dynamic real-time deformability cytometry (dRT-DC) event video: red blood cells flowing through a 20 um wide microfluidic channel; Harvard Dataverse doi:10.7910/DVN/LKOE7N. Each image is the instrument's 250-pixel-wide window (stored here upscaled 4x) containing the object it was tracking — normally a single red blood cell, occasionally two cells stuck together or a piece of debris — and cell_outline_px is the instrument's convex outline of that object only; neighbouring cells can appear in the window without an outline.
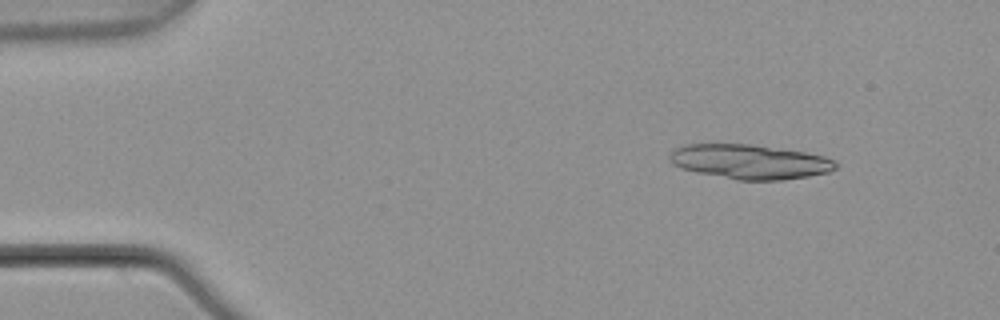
{"species": "common noctule bat (a hibernating species)", "species_latin": "Nyctalus noctula", "temperature_condition": "warm", "stored_images_in_passage": 4, "camera_frame_rate_fps": 3000, "um_per_image_px": 0.085, "animal": {"sex": "male", "body_mass_g": 21.5, "forearm_length_mm": 52.0}, "frame": {"image": 1, "passage_image": 1, "time_ms": 0.0, "image_size_px": [1000, 320], "cell_outline_px": [[840, 164], [836, 168], [828, 172], [808, 176], [784, 180], [736, 180], [696, 172], [680, 168], [672, 164], [668, 160], [668, 156], [672, 148], [684, 144], [748, 144], [804, 152], [824, 156], [836, 160]], "centroid_in_image_um": [63.69, 13.75], "position_along_channel_um": 21.3, "area_um2": 33.7}}